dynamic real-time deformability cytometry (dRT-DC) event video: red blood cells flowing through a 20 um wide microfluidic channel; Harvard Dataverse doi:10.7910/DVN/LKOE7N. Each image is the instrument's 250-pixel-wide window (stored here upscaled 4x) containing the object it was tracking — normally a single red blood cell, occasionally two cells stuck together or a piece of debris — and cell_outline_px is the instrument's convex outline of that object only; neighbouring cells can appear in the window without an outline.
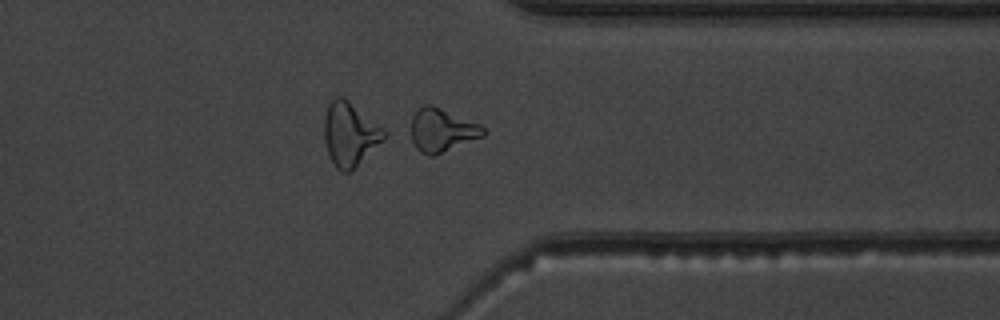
{"species": "common noctule bat (a hibernating species)", "species_latin": "Nyctalus noctula", "temperature_condition": "warm", "stored_images_in_passage": 47, "camera_frame_rate_fps": 3000, "um_per_image_px": 0.085, "animal": {"sex": "male", "body_mass_g": 19.5, "forearm_length_mm": 54.6}, "frame": {"image": 1, "passage_image": 40, "time_ms": 13.0, "image_size_px": [1000, 320], "cell_outline_px": [[488, 132], [484, 136], [432, 156], [428, 156], [420, 152], [416, 148], [412, 140], [412, 116], [424, 104], [432, 104], [480, 124]], "centroid_in_image_um": [37.58, 11.06], "position_along_channel_um": 373.8, "area_um2": 18.15}}